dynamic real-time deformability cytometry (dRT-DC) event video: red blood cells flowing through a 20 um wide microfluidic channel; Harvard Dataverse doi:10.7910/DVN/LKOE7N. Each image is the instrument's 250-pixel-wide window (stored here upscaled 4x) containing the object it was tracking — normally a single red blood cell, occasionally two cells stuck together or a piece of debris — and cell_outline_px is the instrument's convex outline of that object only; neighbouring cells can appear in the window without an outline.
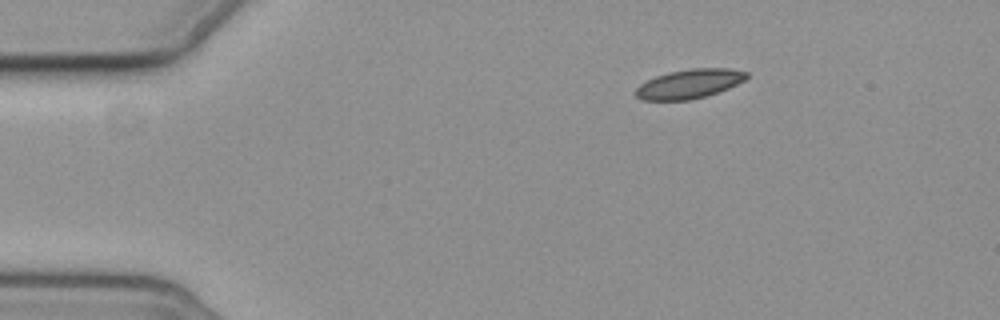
{"species": "common noctule bat (a hibernating species)", "species_latin": "Nyctalus noctula", "temperature_condition": "cold", "stored_images_in_passage": 4, "camera_frame_rate_fps": 3000, "um_per_image_px": 0.085, "animal": {"sex": "female", "body_mass_g": 19.3, "forearm_length_mm": 54.1}, "frame": {"image": 1, "passage_image": 1, "time_ms": 0.0, "image_size_px": [1000, 320], "cell_outline_px": [[748, 76], [744, 80], [728, 88], [704, 96], [688, 100], [644, 100], [636, 96], [632, 92], [640, 84], [656, 76], [668, 72], [692, 68], [732, 68], [748, 72]], "centroid_in_image_um": [58.57, 7.11], "position_along_channel_um": 26.4, "area_um2": 18.79}}
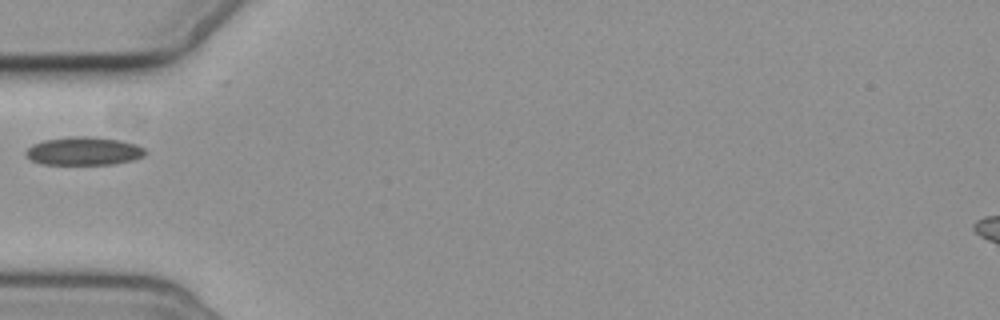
{"frame": {"image": 2, "passage_image": 3, "time_ms": 3.333, "image_size_px": [1000, 320], "cell_outline_px": [[148, 152], [144, 156], [132, 160], [112, 164], [44, 164], [32, 160], [24, 152], [32, 144], [44, 140], [72, 136], [88, 136], [120, 140], [136, 144], [144, 148]], "centroid_in_image_um": [7.15, 12.83], "position_along_channel_um": 77.9, "area_um2": 19.59}}
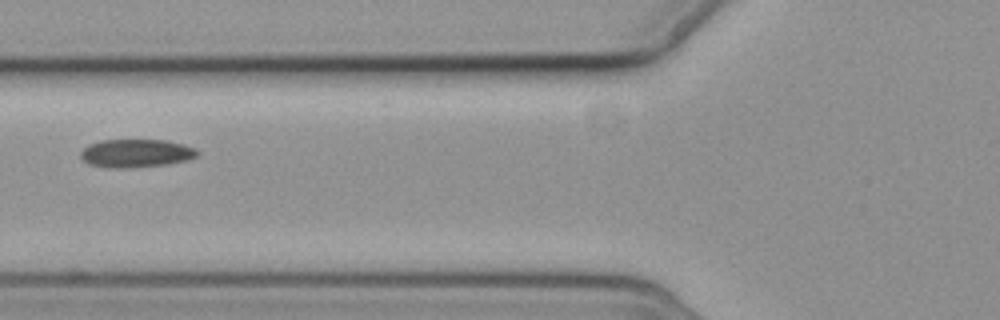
{"frame": {"image": 3, "passage_image": 4, "time_ms": 4.333, "image_size_px": [1000, 320], "cell_outline_px": [[200, 152], [196, 156], [188, 160], [168, 164], [120, 168], [108, 168], [88, 164], [80, 156], [80, 152], [88, 144], [100, 140], [164, 140], [184, 144], [196, 148]], "centroid_in_image_um": [11.56, 13.02], "position_along_channel_um": 114.2, "area_um2": 19.25}}